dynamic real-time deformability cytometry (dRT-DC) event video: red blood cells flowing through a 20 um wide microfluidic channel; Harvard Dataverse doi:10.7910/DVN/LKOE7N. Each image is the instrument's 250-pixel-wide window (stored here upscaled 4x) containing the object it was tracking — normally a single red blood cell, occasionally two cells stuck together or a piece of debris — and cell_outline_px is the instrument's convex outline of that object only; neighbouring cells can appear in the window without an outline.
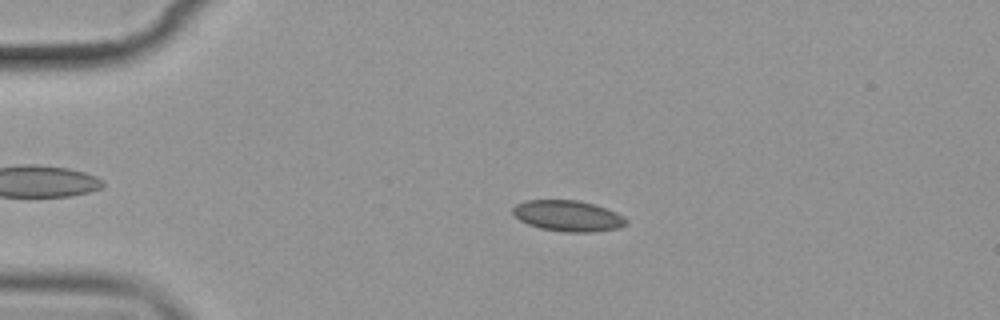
{"species": "common noctule bat (a hibernating species)", "species_latin": "Nyctalus noctula", "temperature_condition": "cold", "stored_images_in_passage": 7, "camera_frame_rate_fps": 3000, "um_per_image_px": 0.085, "animal": {"sex": "female", "body_mass_g": 19.9}, "frame": {"image": 1, "passage_image": 3, "time_ms": 2.667, "image_size_px": [1000, 320], "cell_outline_px": [[628, 224], [620, 228], [592, 232], [564, 232], [540, 228], [528, 224], [520, 220], [512, 212], [512, 208], [516, 204], [524, 200], [576, 200], [592, 204], [616, 212], [624, 216], [628, 220]], "centroid_in_image_um": [48.29, 18.35], "position_along_channel_um": 36.7, "area_um2": 20.46}}
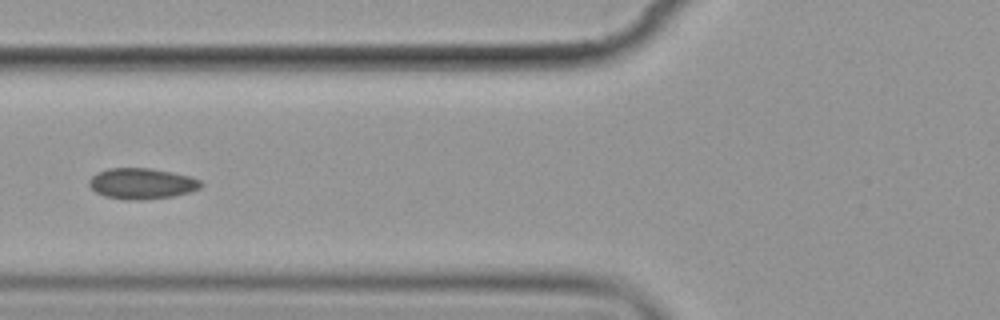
{"frame": {"image": 2, "passage_image": 6, "time_ms": 6.0, "image_size_px": [1000, 320], "cell_outline_px": [[204, 184], [200, 188], [192, 192], [172, 196], [140, 200], [128, 200], [104, 196], [96, 192], [88, 184], [88, 180], [96, 172], [108, 168], [148, 168], [172, 172], [192, 176], [200, 180]], "centroid_in_image_um": [12.07, 15.6], "position_along_channel_um": 113.7, "area_um2": 20.29}}
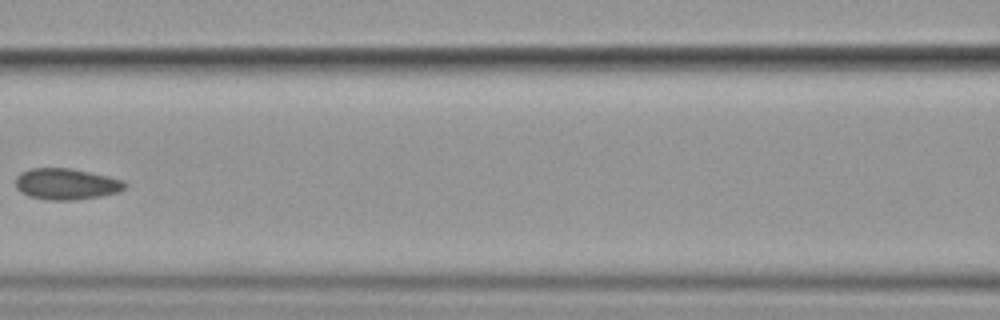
{"frame": {"image": 3, "passage_image": 7, "time_ms": 7.333, "image_size_px": [1000, 320], "cell_outline_px": [[128, 184], [120, 192], [100, 196], [76, 200], [48, 200], [28, 196], [20, 192], [16, 188], [16, 176], [20, 172], [32, 168], [72, 168], [108, 176], [124, 180]], "centroid_in_image_um": [5.64, 15.64], "position_along_channel_um": 161.0, "area_um2": 20.11}}